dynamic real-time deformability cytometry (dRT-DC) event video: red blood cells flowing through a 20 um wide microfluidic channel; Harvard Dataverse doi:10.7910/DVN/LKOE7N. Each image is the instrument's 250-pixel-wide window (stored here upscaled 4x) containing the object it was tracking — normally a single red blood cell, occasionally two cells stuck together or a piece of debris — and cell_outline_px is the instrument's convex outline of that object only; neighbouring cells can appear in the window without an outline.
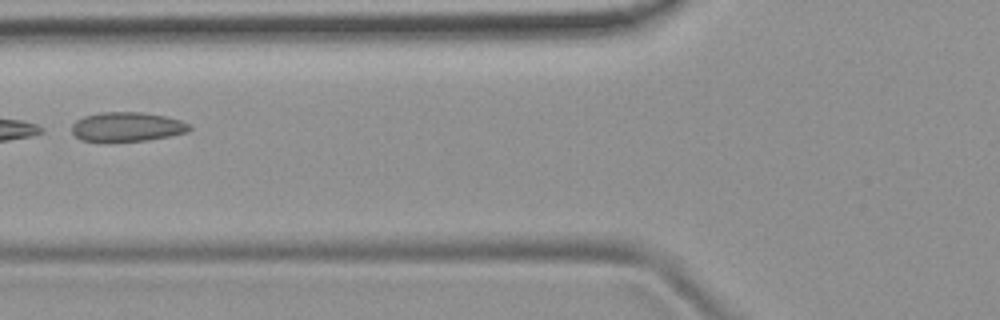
{"species": "common noctule bat (a hibernating species)", "species_latin": "Nyctalus noctula", "temperature_condition": "room temperature", "stored_images_in_passage": 6, "camera_frame_rate_fps": 3000, "um_per_image_px": 0.085, "animal": {"sex": "female", "body_mass_g": 19.9}, "frame": {"image": 1, "passage_image": 6, "time_ms": 6.0, "image_size_px": [1000, 320], "cell_outline_px": [[192, 128], [188, 132], [148, 140], [80, 140], [72, 132], [72, 124], [76, 120], [84, 116], [100, 112], [140, 112], [164, 116], [180, 120], [188, 124]], "centroid_in_image_um": [10.8, 10.76], "position_along_channel_um": 115.0, "area_um2": 19.71}}